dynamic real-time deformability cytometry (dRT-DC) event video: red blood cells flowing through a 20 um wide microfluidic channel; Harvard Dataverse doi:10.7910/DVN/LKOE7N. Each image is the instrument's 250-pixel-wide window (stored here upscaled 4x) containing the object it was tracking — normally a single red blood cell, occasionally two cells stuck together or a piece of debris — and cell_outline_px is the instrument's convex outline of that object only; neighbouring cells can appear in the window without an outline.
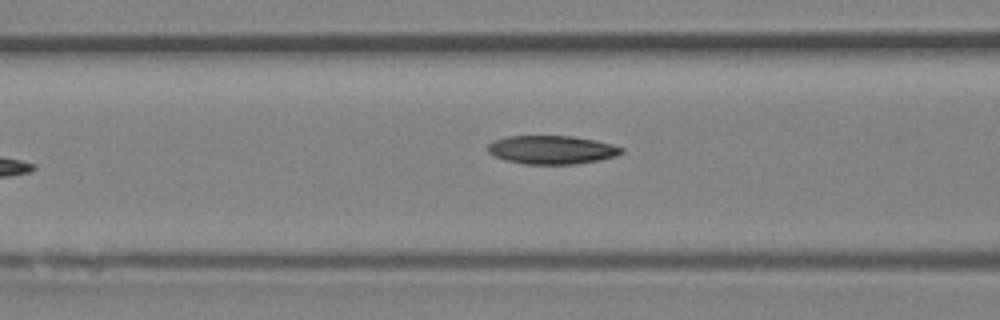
{"species": "Egyptian fruit bat (a non-hibernating species)", "species_latin": "Rousettus aegyptiacus", "temperature_condition": "room temperature", "stored_images_in_passage": 5, "camera_frame_rate_fps": 3000, "um_per_image_px": 0.085, "animal": {"sex": "female"}, "frame": {"image": 1, "passage_image": 5, "time_ms": 1.333, "image_size_px": [1000, 320], "cell_outline_px": [[624, 152], [616, 156], [600, 160], [572, 164], [524, 164], [504, 160], [488, 152], [488, 144], [492, 140], [508, 136], [572, 136], [596, 140], [612, 144], [624, 148]], "centroid_in_image_um": [46.91, 12.73], "position_along_channel_um": 119.7, "area_um2": 22.31}}